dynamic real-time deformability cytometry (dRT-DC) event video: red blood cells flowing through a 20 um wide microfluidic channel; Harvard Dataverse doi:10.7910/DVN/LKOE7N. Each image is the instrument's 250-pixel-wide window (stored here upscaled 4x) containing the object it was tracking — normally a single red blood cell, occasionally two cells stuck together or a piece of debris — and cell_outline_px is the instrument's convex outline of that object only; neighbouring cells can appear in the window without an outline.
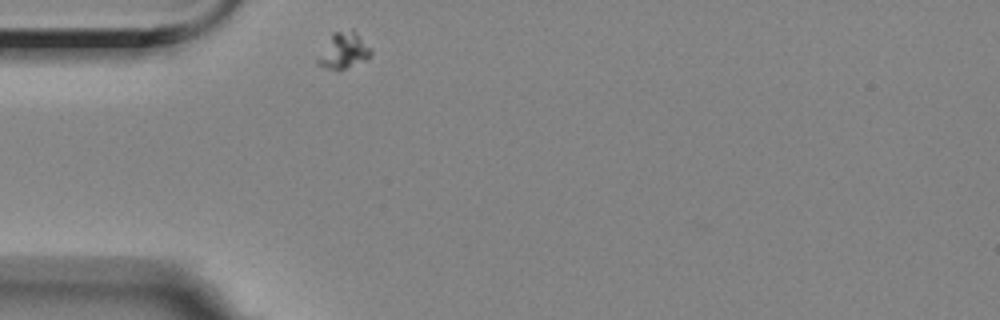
{"species": "Egyptian fruit bat (a non-hibernating species)", "species_latin": "Rousettus aegyptiacus", "temperature_condition": "room temperature", "stored_images_in_passage": 34, "camera_frame_rate_fps": 3000, "um_per_image_px": 0.085, "animal": {"sex": "female"}, "frame": {"image": 1, "passage_image": 1, "time_ms": 0.0, "image_size_px": [1000, 320], "cell_outline_px": [[372, 52], [368, 56], [344, 68], [328, 68], [316, 64], [316, 60], [332, 32], [352, 28], [356, 32]], "centroid_in_image_um": [29.15, 4.24], "position_along_channel_um": 55.9, "area_um2": 10.52}}
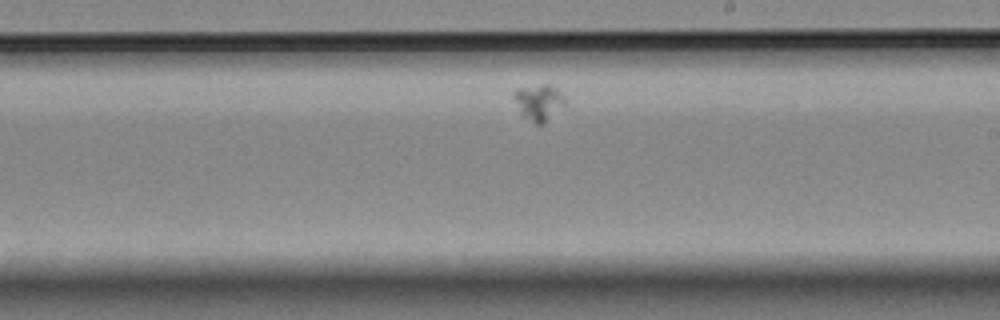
{"frame": {"image": 2, "passage_image": 20, "time_ms": 6.333, "image_size_px": [1000, 320], "cell_outline_px": [[564, 104], [544, 124], [536, 124], [524, 116], [520, 112], [512, 96], [512, 92], [516, 88], [544, 84], [552, 84], [564, 96]], "centroid_in_image_um": [45.76, 8.67], "position_along_channel_um": 243.2, "area_um2": 10.69}}
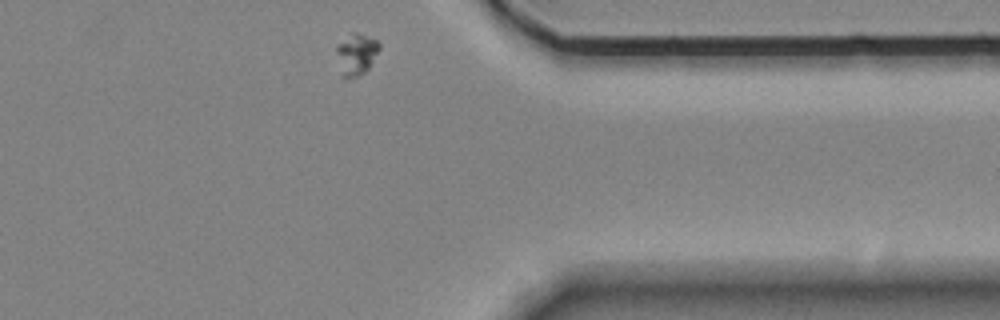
{"frame": {"image": 3, "passage_image": 34, "time_ms": 11.0, "image_size_px": [1000, 320], "cell_outline_px": [[380, 48], [368, 68], [364, 72], [356, 76], [344, 80], [340, 76], [336, 52], [336, 44], [352, 32], [356, 32], [376, 40], [380, 44]], "centroid_in_image_um": [30.23, 4.63], "position_along_channel_um": 381.2, "area_um2": 10.46}}